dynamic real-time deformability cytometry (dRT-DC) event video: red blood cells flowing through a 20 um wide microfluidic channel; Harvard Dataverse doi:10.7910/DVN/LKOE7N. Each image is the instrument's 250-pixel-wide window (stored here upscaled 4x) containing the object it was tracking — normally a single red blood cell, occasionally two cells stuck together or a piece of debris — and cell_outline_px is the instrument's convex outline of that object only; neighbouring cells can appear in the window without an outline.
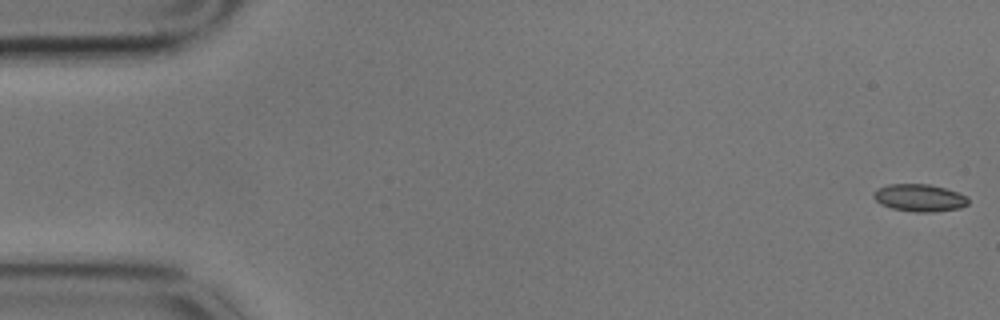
{"species": "common noctule bat (a hibernating species)", "species_latin": "Nyctalus noctula", "temperature_condition": "cold", "stored_images_in_passage": 7, "camera_frame_rate_fps": 3000, "um_per_image_px": 0.085, "animal": {"sex": "male", "body_mass_g": 17.9}, "frame": {"image": 1, "passage_image": 1, "time_ms": 0.0, "image_size_px": [1000, 320], "cell_outline_px": [[968, 204], [960, 208], [932, 212], [916, 212], [892, 208], [880, 204], [872, 196], [872, 192], [876, 188], [888, 184], [928, 184], [944, 188], [968, 196]], "centroid_in_image_um": [78.12, 16.81], "position_along_channel_um": 6.9, "area_um2": 15.14}}